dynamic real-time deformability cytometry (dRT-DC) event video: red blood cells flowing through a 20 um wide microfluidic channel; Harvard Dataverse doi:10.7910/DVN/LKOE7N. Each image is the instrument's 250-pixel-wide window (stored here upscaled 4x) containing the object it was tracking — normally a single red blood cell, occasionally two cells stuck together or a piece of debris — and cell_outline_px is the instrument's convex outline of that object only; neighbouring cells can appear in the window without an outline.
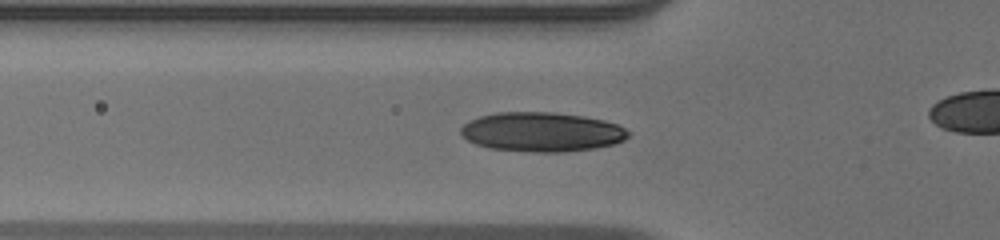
{"species": "human", "species_latin": "Homo sapiens", "temperature_condition": "warm", "stored_images_in_passage": 39, "camera_frame_rate_fps": 3000, "um_per_image_px": 0.085, "donor": {"sex": "male"}, "frame": {"image": 1, "passage_image": 14, "time_ms": 4.333, "image_size_px": [1000, 240], "cell_outline_px": [[632, 132], [624, 140], [612, 144], [596, 148], [564, 152], [532, 152], [488, 148], [476, 144], [468, 140], [460, 132], [460, 128], [468, 120], [480, 116], [496, 112], [552, 112], [584, 116], [604, 120], [616, 124]], "centroid_in_image_um": [46.05, 11.21], "position_along_channel_um": 79.8, "area_um2": 38.61}}
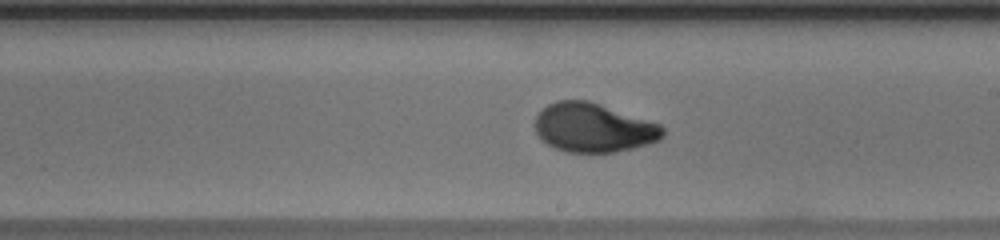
{"frame": {"image": 2, "passage_image": 26, "time_ms": 8.333, "image_size_px": [1000, 240], "cell_outline_px": [[664, 136], [660, 140], [648, 144], [616, 152], [568, 152], [556, 148], [548, 144], [536, 132], [532, 124], [536, 116], [548, 104], [556, 100], [588, 100], [660, 124], [664, 128]], "centroid_in_image_um": [50.44, 10.85], "position_along_channel_um": 238.6, "area_um2": 36.41}}
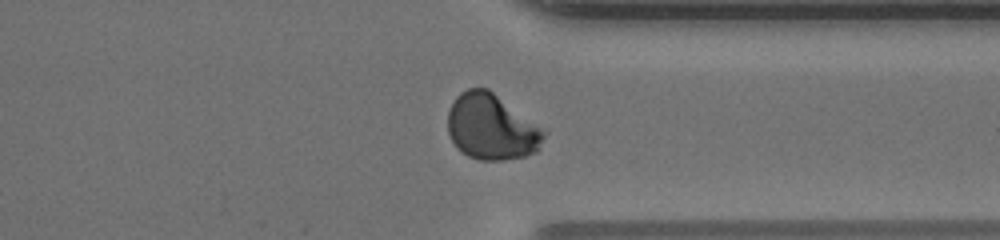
{"frame": {"image": 3, "passage_image": 36, "time_ms": 11.667, "image_size_px": [1000, 240], "cell_outline_px": [[548, 132], [540, 148], [536, 152], [524, 156], [504, 160], [480, 160], [468, 156], [460, 152], [456, 148], [448, 132], [448, 112], [456, 96], [460, 92], [468, 88], [488, 88]], "centroid_in_image_um": [41.78, 10.81], "position_along_channel_um": 369.6, "area_um2": 37.05}}